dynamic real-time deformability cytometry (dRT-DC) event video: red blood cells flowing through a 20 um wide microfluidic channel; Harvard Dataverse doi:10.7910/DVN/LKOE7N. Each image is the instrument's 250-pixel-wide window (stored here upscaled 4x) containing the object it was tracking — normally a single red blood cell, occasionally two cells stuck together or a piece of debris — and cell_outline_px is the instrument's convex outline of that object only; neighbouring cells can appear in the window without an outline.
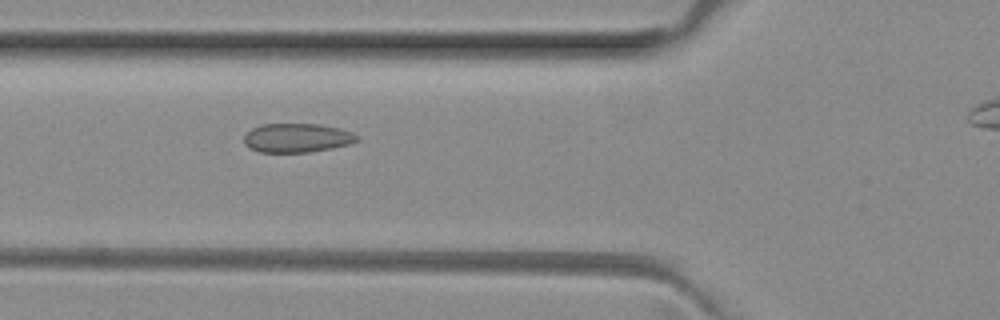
{"species": "common noctule bat (a hibernating species)", "species_latin": "Nyctalus noctula", "temperature_condition": "room temperature", "stored_images_in_passage": 4, "camera_frame_rate_fps": 3000, "um_per_image_px": 0.085, "animal": {"sex": "female", "body_mass_g": 29.2, "forearm_length_mm": 56.3}, "frame": {"image": 1, "passage_image": 2, "time_ms": 0.333, "image_size_px": [1000, 320], "cell_outline_px": [[360, 136], [356, 140], [348, 144], [332, 148], [308, 152], [260, 152], [248, 148], [244, 144], [244, 136], [252, 128], [260, 124], [320, 124], [340, 128], [352, 132]], "centroid_in_image_um": [25.22, 11.71], "position_along_channel_um": 100.6, "area_um2": 19.13}}
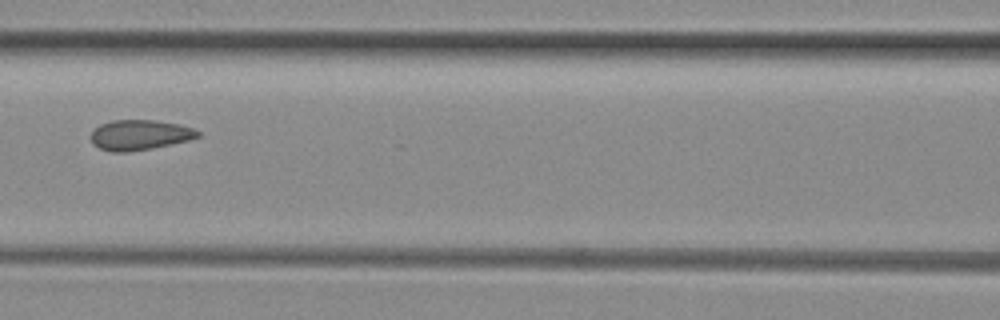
{"frame": {"image": 2, "passage_image": 3, "time_ms": 0.667, "image_size_px": [1000, 320], "cell_outline_px": [[200, 136], [188, 140], [152, 148], [128, 152], [112, 152], [100, 148], [92, 144], [92, 132], [100, 124], [112, 120], [152, 120], [180, 124], [192, 128], [200, 132]], "centroid_in_image_um": [11.87, 11.47], "position_along_channel_um": 154.7, "area_um2": 18.67}}
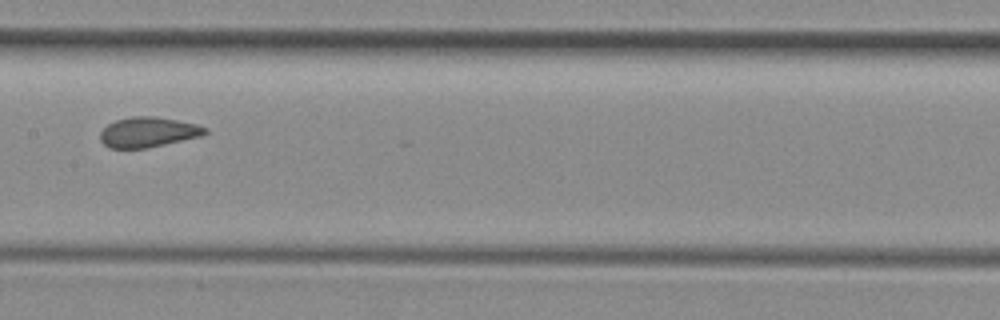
{"frame": {"image": 3, "passage_image": 4, "time_ms": 1.0, "image_size_px": [1000, 320], "cell_outline_px": [[208, 132], [200, 136], [148, 148], [108, 148], [100, 140], [100, 132], [108, 124], [116, 120], [132, 116], [152, 116], [176, 120], [196, 124], [208, 128]], "centroid_in_image_um": [12.57, 11.23], "position_along_channel_um": 194.8, "area_um2": 18.32}}